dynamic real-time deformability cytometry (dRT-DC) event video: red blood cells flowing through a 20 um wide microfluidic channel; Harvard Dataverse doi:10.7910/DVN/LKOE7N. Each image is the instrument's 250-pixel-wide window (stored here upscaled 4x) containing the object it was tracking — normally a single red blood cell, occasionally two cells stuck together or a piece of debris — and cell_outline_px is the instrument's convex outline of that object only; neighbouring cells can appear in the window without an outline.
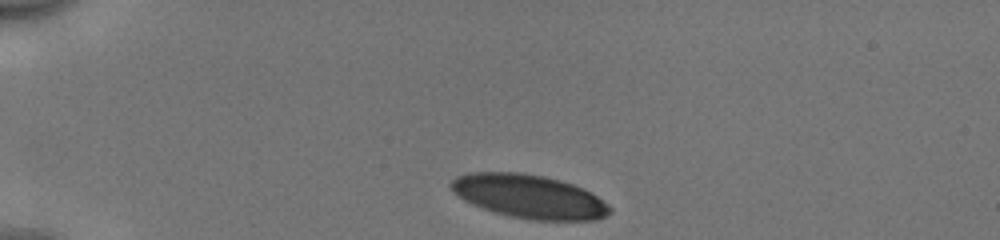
{"species": "human", "species_latin": "Homo sapiens", "temperature_condition": "cold", "stored_images_in_passage": 34, "camera_frame_rate_fps": 3000, "um_per_image_px": 0.085, "donor": {"sex": "male"}, "frame": {"image": 1, "passage_image": 1, "time_ms": 0.0, "image_size_px": [1000, 240], "cell_outline_px": [[612, 212], [596, 220], [532, 220], [508, 216], [472, 204], [464, 200], [448, 184], [456, 176], [468, 172], [520, 172], [544, 176], [560, 180], [572, 184], [596, 196], [608, 204], [612, 208]], "centroid_in_image_um": [44.97, 16.69], "position_along_channel_um": 40.0, "area_um2": 40.11}}
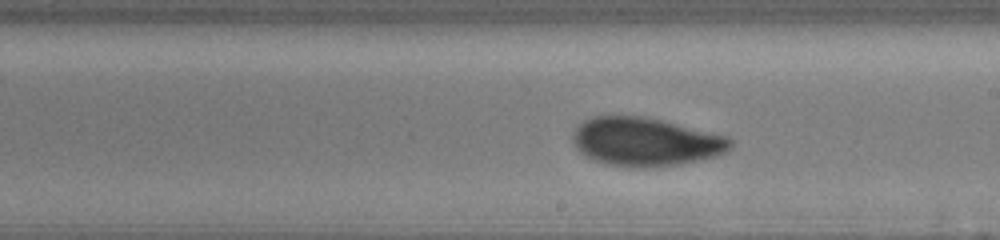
{"frame": {"image": 2, "passage_image": 20, "time_ms": 6.333, "image_size_px": [1000, 240], "cell_outline_px": [[732, 148], [724, 152], [712, 156], [696, 160], [676, 164], [640, 168], [608, 164], [584, 156], [576, 148], [572, 140], [572, 132], [576, 124], [592, 116], [644, 116], [728, 136], [732, 140]], "centroid_in_image_um": [54.8, 12.03], "position_along_channel_um": 234.2, "area_um2": 44.33}}
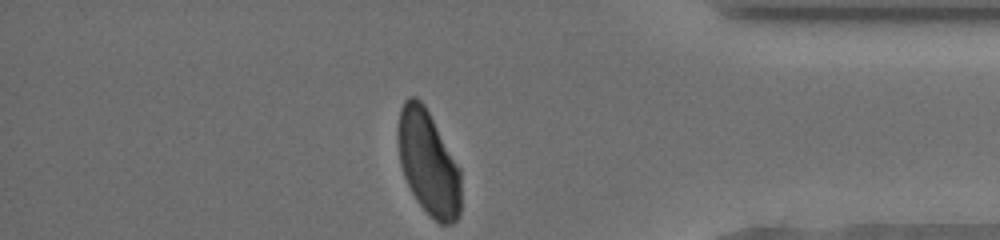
{"frame": {"image": 3, "passage_image": 34, "time_ms": 11.0, "image_size_px": [1000, 240], "cell_outline_px": [[460, 216], [452, 224], [440, 224], [428, 216], [416, 200], [404, 176], [400, 164], [396, 140], [396, 128], [400, 108], [404, 100], [408, 96], [416, 96], [424, 104], [460, 168]], "centroid_in_image_um": [36.37, 13.84], "position_along_channel_um": 398.8, "area_um2": 38.9}, "authors_computed_cell_mechanics": {"area_um2": 43.7257, "velocity_mm_per_s": 3.9459, "shape_relaxation_time_tau1_ms": 3.107, "shape_relaxation_time_tau2_ms": null, "deformation_change_tau1": 0.1331, "deformation_change_tau2": null}}